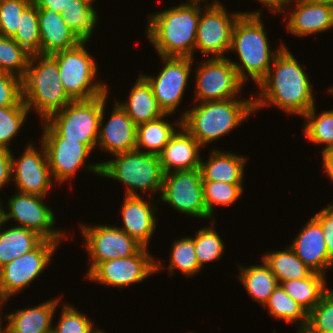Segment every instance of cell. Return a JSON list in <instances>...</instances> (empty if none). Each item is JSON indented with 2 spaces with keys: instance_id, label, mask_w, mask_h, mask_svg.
<instances>
[{
  "instance_id": "25",
  "label": "cell",
  "mask_w": 333,
  "mask_h": 333,
  "mask_svg": "<svg viewBox=\"0 0 333 333\" xmlns=\"http://www.w3.org/2000/svg\"><path fill=\"white\" fill-rule=\"evenodd\" d=\"M59 301V298H53L36 305V307H28L9 313L6 333L52 332V320Z\"/></svg>"
},
{
  "instance_id": "43",
  "label": "cell",
  "mask_w": 333,
  "mask_h": 333,
  "mask_svg": "<svg viewBox=\"0 0 333 333\" xmlns=\"http://www.w3.org/2000/svg\"><path fill=\"white\" fill-rule=\"evenodd\" d=\"M57 325L52 327L54 333H93L96 329L92 320L75 309L72 304H64Z\"/></svg>"
},
{
  "instance_id": "53",
  "label": "cell",
  "mask_w": 333,
  "mask_h": 333,
  "mask_svg": "<svg viewBox=\"0 0 333 333\" xmlns=\"http://www.w3.org/2000/svg\"><path fill=\"white\" fill-rule=\"evenodd\" d=\"M318 1L333 7V0H318Z\"/></svg>"
},
{
  "instance_id": "18",
  "label": "cell",
  "mask_w": 333,
  "mask_h": 333,
  "mask_svg": "<svg viewBox=\"0 0 333 333\" xmlns=\"http://www.w3.org/2000/svg\"><path fill=\"white\" fill-rule=\"evenodd\" d=\"M40 144L39 151L28 143L19 159H15L12 153V178L18 192L45 197L54 180L45 147Z\"/></svg>"
},
{
  "instance_id": "31",
  "label": "cell",
  "mask_w": 333,
  "mask_h": 333,
  "mask_svg": "<svg viewBox=\"0 0 333 333\" xmlns=\"http://www.w3.org/2000/svg\"><path fill=\"white\" fill-rule=\"evenodd\" d=\"M93 2V0H70L62 13L66 24L80 43L90 41L97 26L98 11L94 9Z\"/></svg>"
},
{
  "instance_id": "54",
  "label": "cell",
  "mask_w": 333,
  "mask_h": 333,
  "mask_svg": "<svg viewBox=\"0 0 333 333\" xmlns=\"http://www.w3.org/2000/svg\"><path fill=\"white\" fill-rule=\"evenodd\" d=\"M188 1H189V3H199V4H201V3H203L207 0H188Z\"/></svg>"
},
{
  "instance_id": "4",
  "label": "cell",
  "mask_w": 333,
  "mask_h": 333,
  "mask_svg": "<svg viewBox=\"0 0 333 333\" xmlns=\"http://www.w3.org/2000/svg\"><path fill=\"white\" fill-rule=\"evenodd\" d=\"M181 115L182 126L203 147L237 128L255 112L254 99H227L194 104Z\"/></svg>"
},
{
  "instance_id": "2",
  "label": "cell",
  "mask_w": 333,
  "mask_h": 333,
  "mask_svg": "<svg viewBox=\"0 0 333 333\" xmlns=\"http://www.w3.org/2000/svg\"><path fill=\"white\" fill-rule=\"evenodd\" d=\"M146 35L160 57L193 58L200 19L199 3H182L149 17Z\"/></svg>"
},
{
  "instance_id": "40",
  "label": "cell",
  "mask_w": 333,
  "mask_h": 333,
  "mask_svg": "<svg viewBox=\"0 0 333 333\" xmlns=\"http://www.w3.org/2000/svg\"><path fill=\"white\" fill-rule=\"evenodd\" d=\"M30 56L12 37L0 35V72L21 78Z\"/></svg>"
},
{
  "instance_id": "34",
  "label": "cell",
  "mask_w": 333,
  "mask_h": 333,
  "mask_svg": "<svg viewBox=\"0 0 333 333\" xmlns=\"http://www.w3.org/2000/svg\"><path fill=\"white\" fill-rule=\"evenodd\" d=\"M266 307H268L269 315L276 317V319L284 320L286 323L299 321L297 322L299 323L298 333H301L307 326L308 312L291 298L280 284L263 306L264 309Z\"/></svg>"
},
{
  "instance_id": "55",
  "label": "cell",
  "mask_w": 333,
  "mask_h": 333,
  "mask_svg": "<svg viewBox=\"0 0 333 333\" xmlns=\"http://www.w3.org/2000/svg\"><path fill=\"white\" fill-rule=\"evenodd\" d=\"M1 323L2 322H0V333H6V327L4 326V328H2Z\"/></svg>"
},
{
  "instance_id": "39",
  "label": "cell",
  "mask_w": 333,
  "mask_h": 333,
  "mask_svg": "<svg viewBox=\"0 0 333 333\" xmlns=\"http://www.w3.org/2000/svg\"><path fill=\"white\" fill-rule=\"evenodd\" d=\"M214 222L212 220L210 226L199 229L194 237V248L201 268L204 264L220 259L225 249L223 240L214 229Z\"/></svg>"
},
{
  "instance_id": "42",
  "label": "cell",
  "mask_w": 333,
  "mask_h": 333,
  "mask_svg": "<svg viewBox=\"0 0 333 333\" xmlns=\"http://www.w3.org/2000/svg\"><path fill=\"white\" fill-rule=\"evenodd\" d=\"M333 330V289L327 290L320 302L308 313L306 328L301 333H325Z\"/></svg>"
},
{
  "instance_id": "41",
  "label": "cell",
  "mask_w": 333,
  "mask_h": 333,
  "mask_svg": "<svg viewBox=\"0 0 333 333\" xmlns=\"http://www.w3.org/2000/svg\"><path fill=\"white\" fill-rule=\"evenodd\" d=\"M30 110L26 106L0 108V149L10 150L11 140L24 126Z\"/></svg>"
},
{
  "instance_id": "23",
  "label": "cell",
  "mask_w": 333,
  "mask_h": 333,
  "mask_svg": "<svg viewBox=\"0 0 333 333\" xmlns=\"http://www.w3.org/2000/svg\"><path fill=\"white\" fill-rule=\"evenodd\" d=\"M176 131L158 155L163 173L193 170L200 167L198 141L183 127Z\"/></svg>"
},
{
  "instance_id": "1",
  "label": "cell",
  "mask_w": 333,
  "mask_h": 333,
  "mask_svg": "<svg viewBox=\"0 0 333 333\" xmlns=\"http://www.w3.org/2000/svg\"><path fill=\"white\" fill-rule=\"evenodd\" d=\"M308 74L285 46L274 57L266 77L257 85L261 91L251 97L254 109L269 106L279 107L285 113L304 116L315 100Z\"/></svg>"
},
{
  "instance_id": "57",
  "label": "cell",
  "mask_w": 333,
  "mask_h": 333,
  "mask_svg": "<svg viewBox=\"0 0 333 333\" xmlns=\"http://www.w3.org/2000/svg\"><path fill=\"white\" fill-rule=\"evenodd\" d=\"M329 94L333 95V86L328 89Z\"/></svg>"
},
{
  "instance_id": "36",
  "label": "cell",
  "mask_w": 333,
  "mask_h": 333,
  "mask_svg": "<svg viewBox=\"0 0 333 333\" xmlns=\"http://www.w3.org/2000/svg\"><path fill=\"white\" fill-rule=\"evenodd\" d=\"M12 38L30 55L40 54L38 8L33 2L23 10L19 26Z\"/></svg>"
},
{
  "instance_id": "46",
  "label": "cell",
  "mask_w": 333,
  "mask_h": 333,
  "mask_svg": "<svg viewBox=\"0 0 333 333\" xmlns=\"http://www.w3.org/2000/svg\"><path fill=\"white\" fill-rule=\"evenodd\" d=\"M321 224L325 243L328 250L329 261L333 264V203L327 205L314 216Z\"/></svg>"
},
{
  "instance_id": "49",
  "label": "cell",
  "mask_w": 333,
  "mask_h": 333,
  "mask_svg": "<svg viewBox=\"0 0 333 333\" xmlns=\"http://www.w3.org/2000/svg\"><path fill=\"white\" fill-rule=\"evenodd\" d=\"M323 168L325 173L333 181V151H326L322 153Z\"/></svg>"
},
{
  "instance_id": "27",
  "label": "cell",
  "mask_w": 333,
  "mask_h": 333,
  "mask_svg": "<svg viewBox=\"0 0 333 333\" xmlns=\"http://www.w3.org/2000/svg\"><path fill=\"white\" fill-rule=\"evenodd\" d=\"M128 101L119 103L121 108L128 114L136 126L158 119L164 112L158 106L148 81L139 75L136 83L129 91Z\"/></svg>"
},
{
  "instance_id": "24",
  "label": "cell",
  "mask_w": 333,
  "mask_h": 333,
  "mask_svg": "<svg viewBox=\"0 0 333 333\" xmlns=\"http://www.w3.org/2000/svg\"><path fill=\"white\" fill-rule=\"evenodd\" d=\"M40 55H51L76 47L80 42L66 24L63 15L52 9H38Z\"/></svg>"
},
{
  "instance_id": "3",
  "label": "cell",
  "mask_w": 333,
  "mask_h": 333,
  "mask_svg": "<svg viewBox=\"0 0 333 333\" xmlns=\"http://www.w3.org/2000/svg\"><path fill=\"white\" fill-rule=\"evenodd\" d=\"M260 11L242 12L232 31L230 51L239 55L240 64L231 63L244 84L251 77L258 85L266 77L274 57L285 47L281 42L276 51L270 50Z\"/></svg>"
},
{
  "instance_id": "45",
  "label": "cell",
  "mask_w": 333,
  "mask_h": 333,
  "mask_svg": "<svg viewBox=\"0 0 333 333\" xmlns=\"http://www.w3.org/2000/svg\"><path fill=\"white\" fill-rule=\"evenodd\" d=\"M25 106L21 97L20 78L0 72V108Z\"/></svg>"
},
{
  "instance_id": "10",
  "label": "cell",
  "mask_w": 333,
  "mask_h": 333,
  "mask_svg": "<svg viewBox=\"0 0 333 333\" xmlns=\"http://www.w3.org/2000/svg\"><path fill=\"white\" fill-rule=\"evenodd\" d=\"M241 14H228L219 0L207 4L203 12L200 6L195 50L206 56L211 53L212 58H225V52L230 51L233 27Z\"/></svg>"
},
{
  "instance_id": "11",
  "label": "cell",
  "mask_w": 333,
  "mask_h": 333,
  "mask_svg": "<svg viewBox=\"0 0 333 333\" xmlns=\"http://www.w3.org/2000/svg\"><path fill=\"white\" fill-rule=\"evenodd\" d=\"M160 196V201L168 203L176 211L191 217L214 220L204 203L199 168L164 173Z\"/></svg>"
},
{
  "instance_id": "50",
  "label": "cell",
  "mask_w": 333,
  "mask_h": 333,
  "mask_svg": "<svg viewBox=\"0 0 333 333\" xmlns=\"http://www.w3.org/2000/svg\"><path fill=\"white\" fill-rule=\"evenodd\" d=\"M260 1L263 5H265L266 7L268 6V9L271 12H277L279 10V8L281 7V5L283 4V2L285 0H258Z\"/></svg>"
},
{
  "instance_id": "21",
  "label": "cell",
  "mask_w": 333,
  "mask_h": 333,
  "mask_svg": "<svg viewBox=\"0 0 333 333\" xmlns=\"http://www.w3.org/2000/svg\"><path fill=\"white\" fill-rule=\"evenodd\" d=\"M297 235L289 246L312 272L325 275L333 264L329 261L320 222L312 217Z\"/></svg>"
},
{
  "instance_id": "9",
  "label": "cell",
  "mask_w": 333,
  "mask_h": 333,
  "mask_svg": "<svg viewBox=\"0 0 333 333\" xmlns=\"http://www.w3.org/2000/svg\"><path fill=\"white\" fill-rule=\"evenodd\" d=\"M41 143L45 147L48 165L54 182L65 183L81 167L101 175V163H88L85 159L92 150L84 143L61 137L45 120Z\"/></svg>"
},
{
  "instance_id": "33",
  "label": "cell",
  "mask_w": 333,
  "mask_h": 333,
  "mask_svg": "<svg viewBox=\"0 0 333 333\" xmlns=\"http://www.w3.org/2000/svg\"><path fill=\"white\" fill-rule=\"evenodd\" d=\"M271 251L262 256V259L274 273L278 283L293 279L300 280L309 277L313 273L296 256L290 246L285 250Z\"/></svg>"
},
{
  "instance_id": "30",
  "label": "cell",
  "mask_w": 333,
  "mask_h": 333,
  "mask_svg": "<svg viewBox=\"0 0 333 333\" xmlns=\"http://www.w3.org/2000/svg\"><path fill=\"white\" fill-rule=\"evenodd\" d=\"M239 268L241 272L236 277L243 283L252 299L264 306L279 285L276 276L263 259L261 265H250V267L239 265Z\"/></svg>"
},
{
  "instance_id": "6",
  "label": "cell",
  "mask_w": 333,
  "mask_h": 333,
  "mask_svg": "<svg viewBox=\"0 0 333 333\" xmlns=\"http://www.w3.org/2000/svg\"><path fill=\"white\" fill-rule=\"evenodd\" d=\"M115 158L101 163V177L118 180L126 186L125 196H140L149 192L161 194L163 175L159 157L137 150L113 155Z\"/></svg>"
},
{
  "instance_id": "48",
  "label": "cell",
  "mask_w": 333,
  "mask_h": 333,
  "mask_svg": "<svg viewBox=\"0 0 333 333\" xmlns=\"http://www.w3.org/2000/svg\"><path fill=\"white\" fill-rule=\"evenodd\" d=\"M38 9H52L57 13H63L70 0H32Z\"/></svg>"
},
{
  "instance_id": "5",
  "label": "cell",
  "mask_w": 333,
  "mask_h": 333,
  "mask_svg": "<svg viewBox=\"0 0 333 333\" xmlns=\"http://www.w3.org/2000/svg\"><path fill=\"white\" fill-rule=\"evenodd\" d=\"M20 85L25 106L35 108L43 121L73 101L62 86L57 62L51 55H31Z\"/></svg>"
},
{
  "instance_id": "44",
  "label": "cell",
  "mask_w": 333,
  "mask_h": 333,
  "mask_svg": "<svg viewBox=\"0 0 333 333\" xmlns=\"http://www.w3.org/2000/svg\"><path fill=\"white\" fill-rule=\"evenodd\" d=\"M32 0H0V35L12 37L19 26L23 10Z\"/></svg>"
},
{
  "instance_id": "22",
  "label": "cell",
  "mask_w": 333,
  "mask_h": 333,
  "mask_svg": "<svg viewBox=\"0 0 333 333\" xmlns=\"http://www.w3.org/2000/svg\"><path fill=\"white\" fill-rule=\"evenodd\" d=\"M122 207L123 226L120 228L143 247L148 248L157 224L155 211H158L152 201H145L140 196H125Z\"/></svg>"
},
{
  "instance_id": "28",
  "label": "cell",
  "mask_w": 333,
  "mask_h": 333,
  "mask_svg": "<svg viewBox=\"0 0 333 333\" xmlns=\"http://www.w3.org/2000/svg\"><path fill=\"white\" fill-rule=\"evenodd\" d=\"M167 116L169 117L170 114H164L158 119L137 126L135 150L157 156L161 153L164 146L177 131L175 129L176 124L179 128L182 126L181 118L172 124L164 120Z\"/></svg>"
},
{
  "instance_id": "15",
  "label": "cell",
  "mask_w": 333,
  "mask_h": 333,
  "mask_svg": "<svg viewBox=\"0 0 333 333\" xmlns=\"http://www.w3.org/2000/svg\"><path fill=\"white\" fill-rule=\"evenodd\" d=\"M160 58L164 66L156 77L141 75L150 84L158 106L164 114H173L183 100L194 59L191 57Z\"/></svg>"
},
{
  "instance_id": "37",
  "label": "cell",
  "mask_w": 333,
  "mask_h": 333,
  "mask_svg": "<svg viewBox=\"0 0 333 333\" xmlns=\"http://www.w3.org/2000/svg\"><path fill=\"white\" fill-rule=\"evenodd\" d=\"M170 252V263L167 269L169 275H173L176 269V271L178 270L183 275L190 277L202 270L198 263L192 236L175 240Z\"/></svg>"
},
{
  "instance_id": "29",
  "label": "cell",
  "mask_w": 333,
  "mask_h": 333,
  "mask_svg": "<svg viewBox=\"0 0 333 333\" xmlns=\"http://www.w3.org/2000/svg\"><path fill=\"white\" fill-rule=\"evenodd\" d=\"M44 240L38 233L14 226L0 232V268L27 252Z\"/></svg>"
},
{
  "instance_id": "38",
  "label": "cell",
  "mask_w": 333,
  "mask_h": 333,
  "mask_svg": "<svg viewBox=\"0 0 333 333\" xmlns=\"http://www.w3.org/2000/svg\"><path fill=\"white\" fill-rule=\"evenodd\" d=\"M203 198L208 214L214 219V205L230 206L242 195V184L202 181Z\"/></svg>"
},
{
  "instance_id": "26",
  "label": "cell",
  "mask_w": 333,
  "mask_h": 333,
  "mask_svg": "<svg viewBox=\"0 0 333 333\" xmlns=\"http://www.w3.org/2000/svg\"><path fill=\"white\" fill-rule=\"evenodd\" d=\"M246 161V157L236 153L213 149L206 162L200 160L202 181L242 184Z\"/></svg>"
},
{
  "instance_id": "56",
  "label": "cell",
  "mask_w": 333,
  "mask_h": 333,
  "mask_svg": "<svg viewBox=\"0 0 333 333\" xmlns=\"http://www.w3.org/2000/svg\"><path fill=\"white\" fill-rule=\"evenodd\" d=\"M93 333H106V332H103L102 329L100 330V329L97 328V329H95V331Z\"/></svg>"
},
{
  "instance_id": "17",
  "label": "cell",
  "mask_w": 333,
  "mask_h": 333,
  "mask_svg": "<svg viewBox=\"0 0 333 333\" xmlns=\"http://www.w3.org/2000/svg\"><path fill=\"white\" fill-rule=\"evenodd\" d=\"M59 242L44 239L34 250L0 268V288L9 296L21 292L49 265Z\"/></svg>"
},
{
  "instance_id": "14",
  "label": "cell",
  "mask_w": 333,
  "mask_h": 333,
  "mask_svg": "<svg viewBox=\"0 0 333 333\" xmlns=\"http://www.w3.org/2000/svg\"><path fill=\"white\" fill-rule=\"evenodd\" d=\"M81 233L90 255L88 275L100 262L127 258L135 255L143 246L120 227L81 224Z\"/></svg>"
},
{
  "instance_id": "52",
  "label": "cell",
  "mask_w": 333,
  "mask_h": 333,
  "mask_svg": "<svg viewBox=\"0 0 333 333\" xmlns=\"http://www.w3.org/2000/svg\"><path fill=\"white\" fill-rule=\"evenodd\" d=\"M3 203L0 200V232L2 230V226L7 222L6 220V210L4 209V207L2 206Z\"/></svg>"
},
{
  "instance_id": "32",
  "label": "cell",
  "mask_w": 333,
  "mask_h": 333,
  "mask_svg": "<svg viewBox=\"0 0 333 333\" xmlns=\"http://www.w3.org/2000/svg\"><path fill=\"white\" fill-rule=\"evenodd\" d=\"M325 275L313 272L300 280H289L279 284L285 292L301 305L308 313L320 302L326 288Z\"/></svg>"
},
{
  "instance_id": "8",
  "label": "cell",
  "mask_w": 333,
  "mask_h": 333,
  "mask_svg": "<svg viewBox=\"0 0 333 333\" xmlns=\"http://www.w3.org/2000/svg\"><path fill=\"white\" fill-rule=\"evenodd\" d=\"M108 93L89 100H73L45 121L61 137L84 143L93 151L97 147L100 116Z\"/></svg>"
},
{
  "instance_id": "19",
  "label": "cell",
  "mask_w": 333,
  "mask_h": 333,
  "mask_svg": "<svg viewBox=\"0 0 333 333\" xmlns=\"http://www.w3.org/2000/svg\"><path fill=\"white\" fill-rule=\"evenodd\" d=\"M294 3L290 14L285 13V6ZM288 17L287 29L295 36L305 37L322 33L333 28V7L318 0H285L279 10Z\"/></svg>"
},
{
  "instance_id": "20",
  "label": "cell",
  "mask_w": 333,
  "mask_h": 333,
  "mask_svg": "<svg viewBox=\"0 0 333 333\" xmlns=\"http://www.w3.org/2000/svg\"><path fill=\"white\" fill-rule=\"evenodd\" d=\"M105 104H103L99 121L97 147L108 151L112 156L134 151L137 126L117 102L113 106L109 120L104 125Z\"/></svg>"
},
{
  "instance_id": "12",
  "label": "cell",
  "mask_w": 333,
  "mask_h": 333,
  "mask_svg": "<svg viewBox=\"0 0 333 333\" xmlns=\"http://www.w3.org/2000/svg\"><path fill=\"white\" fill-rule=\"evenodd\" d=\"M147 249L142 247L135 255L127 258L100 262L86 278L101 285L121 289L140 283L163 269L162 264L160 265Z\"/></svg>"
},
{
  "instance_id": "13",
  "label": "cell",
  "mask_w": 333,
  "mask_h": 333,
  "mask_svg": "<svg viewBox=\"0 0 333 333\" xmlns=\"http://www.w3.org/2000/svg\"><path fill=\"white\" fill-rule=\"evenodd\" d=\"M196 69L195 101H223L236 98L244 83L238 77L231 59L207 58ZM239 92V93H238Z\"/></svg>"
},
{
  "instance_id": "47",
  "label": "cell",
  "mask_w": 333,
  "mask_h": 333,
  "mask_svg": "<svg viewBox=\"0 0 333 333\" xmlns=\"http://www.w3.org/2000/svg\"><path fill=\"white\" fill-rule=\"evenodd\" d=\"M12 152L7 149H0V190L6 186L12 178Z\"/></svg>"
},
{
  "instance_id": "16",
  "label": "cell",
  "mask_w": 333,
  "mask_h": 333,
  "mask_svg": "<svg viewBox=\"0 0 333 333\" xmlns=\"http://www.w3.org/2000/svg\"><path fill=\"white\" fill-rule=\"evenodd\" d=\"M42 196L17 192L8 201L6 213L7 222L10 218L16 221L18 227L30 229L46 240L60 242L67 236L63 230L54 229L55 215L44 203Z\"/></svg>"
},
{
  "instance_id": "35",
  "label": "cell",
  "mask_w": 333,
  "mask_h": 333,
  "mask_svg": "<svg viewBox=\"0 0 333 333\" xmlns=\"http://www.w3.org/2000/svg\"><path fill=\"white\" fill-rule=\"evenodd\" d=\"M313 106L302 118L304 132L303 135L308 141L315 144H325L322 153L333 151V110L323 111L319 115ZM317 114V115H316Z\"/></svg>"
},
{
  "instance_id": "51",
  "label": "cell",
  "mask_w": 333,
  "mask_h": 333,
  "mask_svg": "<svg viewBox=\"0 0 333 333\" xmlns=\"http://www.w3.org/2000/svg\"><path fill=\"white\" fill-rule=\"evenodd\" d=\"M10 296L2 289L0 288V308L1 306H3V304L6 303V301L8 300ZM1 311V309H0ZM8 314L6 313L5 316L4 315H1L0 313V322L2 321V317H5V320L7 321V316Z\"/></svg>"
},
{
  "instance_id": "7",
  "label": "cell",
  "mask_w": 333,
  "mask_h": 333,
  "mask_svg": "<svg viewBox=\"0 0 333 333\" xmlns=\"http://www.w3.org/2000/svg\"><path fill=\"white\" fill-rule=\"evenodd\" d=\"M85 44L51 54L57 62L62 86L73 100L93 99L109 90L107 84L93 81L98 66Z\"/></svg>"
}]
</instances>
